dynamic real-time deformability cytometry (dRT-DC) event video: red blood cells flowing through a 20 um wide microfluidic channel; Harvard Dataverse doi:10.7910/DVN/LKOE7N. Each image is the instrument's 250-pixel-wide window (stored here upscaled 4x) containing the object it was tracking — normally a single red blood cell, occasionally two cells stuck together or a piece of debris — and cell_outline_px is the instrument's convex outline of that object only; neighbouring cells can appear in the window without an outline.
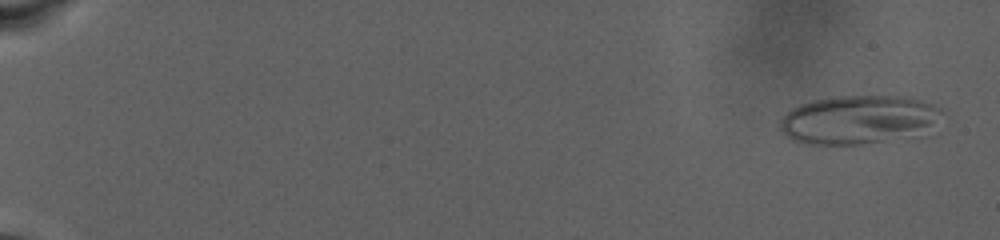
{"species": "human", "species_latin": "Homo sapiens", "temperature_condition": "warm", "stored_images_in_passage": 86, "camera_frame_rate_fps": 3000, "um_per_image_px": 0.085, "donor": {"sex": "male"}, "frame": {"image": 1, "passage_image": 4, "time_ms": 1.0, "image_size_px": [1000, 240], "cell_outline_px": [[944, 112], [928, 136], [864, 144], [808, 144], [792, 140], [780, 128], [780, 120], [792, 108], [800, 104], [816, 100], [840, 96], [900, 96], [920, 100], [932, 104], [940, 108]], "centroid_in_image_um": [73.11, 10.2], "position_along_channel_um": 11.9, "area_um2": 46.64}}
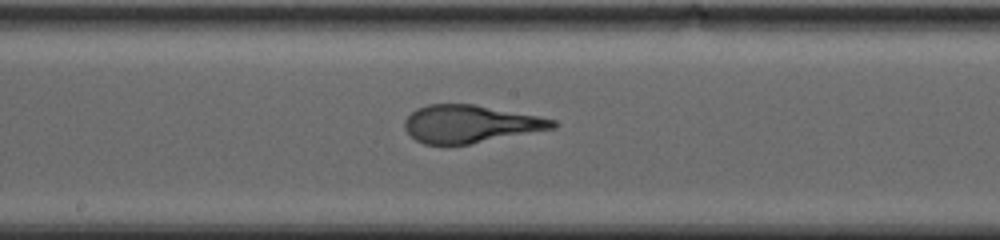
{"frame": {"image": 2, "passage_image": 51, "time_ms": 16.667, "image_size_px": [1000, 240], "cell_outline_px": [[560, 124], [556, 128], [448, 148], [424, 144], [416, 140], [404, 128], [404, 120], [416, 108], [428, 104], [472, 104], [536, 116], [556, 120]], "centroid_in_image_um": [39.93, 10.57], "position_along_channel_um": 208.3, "area_um2": 32.89}}
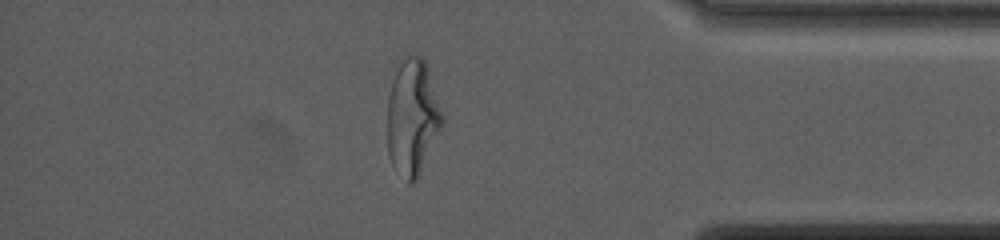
{"frame": {"image": 3, "passage_image": 76, "time_ms": 25.0, "image_size_px": [1000, 240], "cell_outline_px": [[444, 120], [416, 180], [412, 184], [408, 184], [392, 164], [388, 156], [388, 96], [392, 80], [400, 64], [408, 56], [424, 56], [444, 116]], "centroid_in_image_um": [35.06, 9.97], "position_along_channel_um": 400.1, "area_um2": 36.59}}